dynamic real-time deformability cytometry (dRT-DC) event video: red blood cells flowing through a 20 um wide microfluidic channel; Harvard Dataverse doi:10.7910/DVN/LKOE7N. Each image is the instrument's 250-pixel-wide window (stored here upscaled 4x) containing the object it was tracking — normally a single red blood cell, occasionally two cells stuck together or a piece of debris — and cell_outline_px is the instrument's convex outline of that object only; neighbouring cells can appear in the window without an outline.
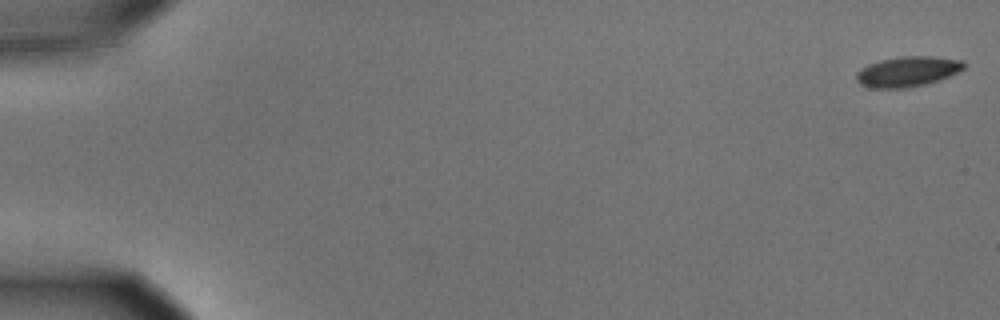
{"species": "common noctule bat (a hibernating species)", "species_latin": "Nyctalus noctula", "temperature_condition": "cold", "stored_images_in_passage": 56, "camera_frame_rate_fps": 3000, "um_per_image_px": 0.085, "animal": {"sex": "male", "body_mass_g": 15.6}, "frame": {"image": 1, "passage_image": 1, "time_ms": 0.0, "image_size_px": [1000, 320], "cell_outline_px": [[964, 68], [948, 76], [924, 84], [904, 88], [872, 88], [860, 84], [856, 80], [856, 72], [868, 64], [880, 60], [904, 56], [932, 56], [964, 60]], "centroid_in_image_um": [77.11, 6.07], "position_along_channel_um": 7.9, "area_um2": 18.73}}
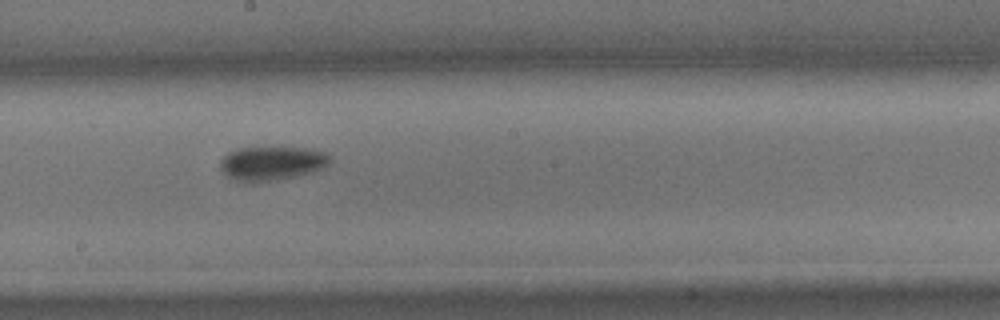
{"frame": {"image": 2, "passage_image": 32, "time_ms": 10.333, "image_size_px": [1000, 320], "cell_outline_px": [[328, 164], [320, 168], [296, 176], [256, 184], [240, 184], [228, 176], [220, 168], [220, 160], [228, 152], [240, 148], [308, 148], [324, 152], [328, 156]], "centroid_in_image_um": [23.0, 13.92], "position_along_channel_um": 225.2, "area_um2": 21.73}}
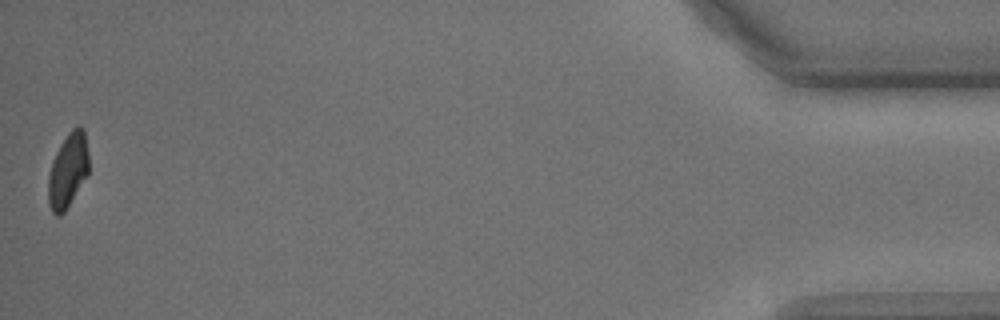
{"frame": {"image": 3, "passage_image": 56, "time_ms": 18.333, "image_size_px": [1000, 320], "cell_outline_px": [[88, 176], [64, 212], [60, 216], [56, 216], [52, 212], [48, 200], [48, 176], [52, 160], [60, 144], [68, 132], [72, 128], [80, 124], [84, 128], [88, 152]], "centroid_in_image_um": [5.78, 14.47], "position_along_channel_um": 429.4, "area_um2": 17.86}, "authors_computed_cell_mechanics": {"area_um2": 19.7965, "velocity_mm_per_s": 3.6193, "shape_relaxation_time_tau1_ms": 1.8961, "shape_relaxation_time_tau2_ms": null, "deformation_change_tau1": 0.1281, "deformation_change_tau2": null}}